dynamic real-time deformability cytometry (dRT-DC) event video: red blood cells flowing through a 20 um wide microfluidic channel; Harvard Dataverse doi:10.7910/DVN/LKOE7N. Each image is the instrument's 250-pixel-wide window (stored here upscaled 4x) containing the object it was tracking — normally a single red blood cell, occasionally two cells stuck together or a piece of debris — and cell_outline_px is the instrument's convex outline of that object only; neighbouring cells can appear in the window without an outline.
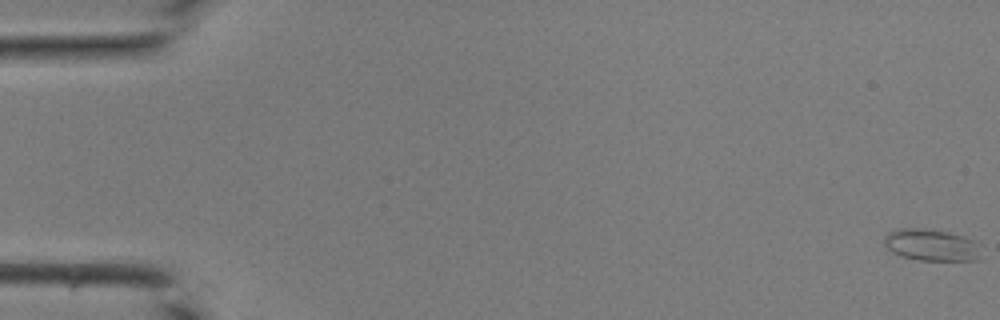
{"species": "common noctule bat (a hibernating species)", "species_latin": "Nyctalus noctula", "temperature_condition": "room temperature", "stored_images_in_passage": 43, "camera_frame_rate_fps": 3000, "um_per_image_px": 0.085, "animal": {"sex": "male", "body_mass_g": 19.0, "forearm_length_mm": 50.8}, "frame": {"image": 1, "passage_image": 1, "time_ms": 0.0, "image_size_px": [1000, 320], "cell_outline_px": [[980, 260], [920, 260], [904, 256], [892, 252], [884, 244], [884, 236], [888, 232], [896, 228], [928, 228], [948, 232], [964, 236], [972, 240]], "centroid_in_image_um": [79.07, 20.8], "position_along_channel_um": 5.9, "area_um2": 17.63}}
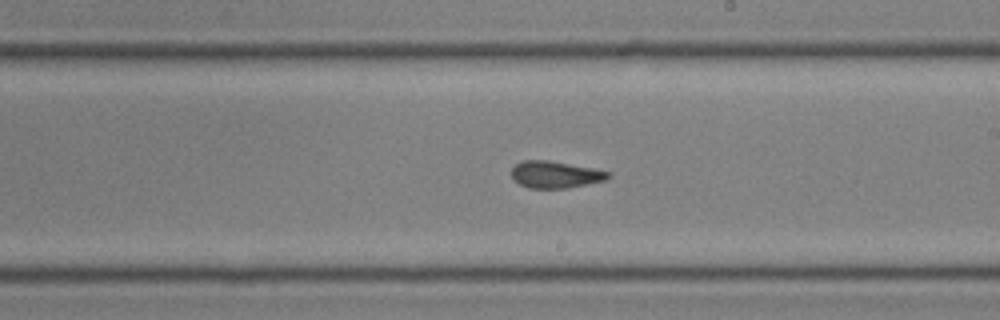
{"frame": {"image": 2, "passage_image": 26, "time_ms": 8.333, "image_size_px": [1000, 320], "cell_outline_px": [[612, 176], [604, 180], [568, 188], [528, 188], [512, 180], [512, 168], [516, 164], [524, 160], [548, 160], [592, 168], [608, 172]], "centroid_in_image_um": [47.16, 14.84], "position_along_channel_um": 241.8, "area_um2": 15.03}}
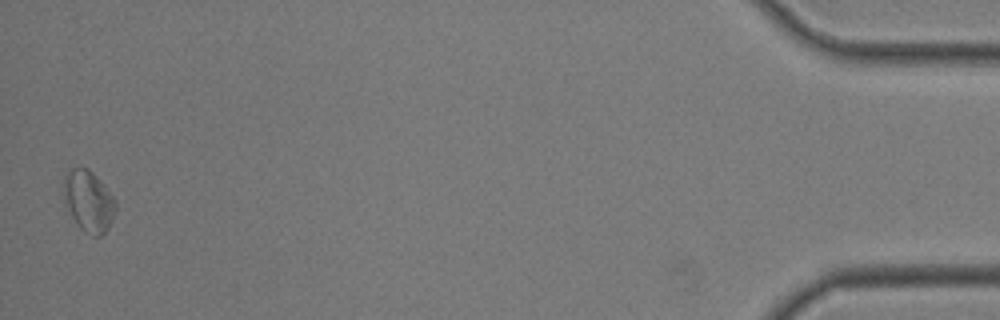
{"frame": {"image": 3, "passage_image": 43, "time_ms": 14.0, "image_size_px": [1000, 320], "cell_outline_px": [[116, 208], [112, 220], [108, 228], [100, 236], [92, 236], [84, 232], [80, 228], [64, 204], [64, 176], [72, 168], [88, 168], [96, 176], [112, 196], [116, 204]], "centroid_in_image_um": [7.52, 17.11], "position_along_channel_um": 427.7, "area_um2": 18.26}}